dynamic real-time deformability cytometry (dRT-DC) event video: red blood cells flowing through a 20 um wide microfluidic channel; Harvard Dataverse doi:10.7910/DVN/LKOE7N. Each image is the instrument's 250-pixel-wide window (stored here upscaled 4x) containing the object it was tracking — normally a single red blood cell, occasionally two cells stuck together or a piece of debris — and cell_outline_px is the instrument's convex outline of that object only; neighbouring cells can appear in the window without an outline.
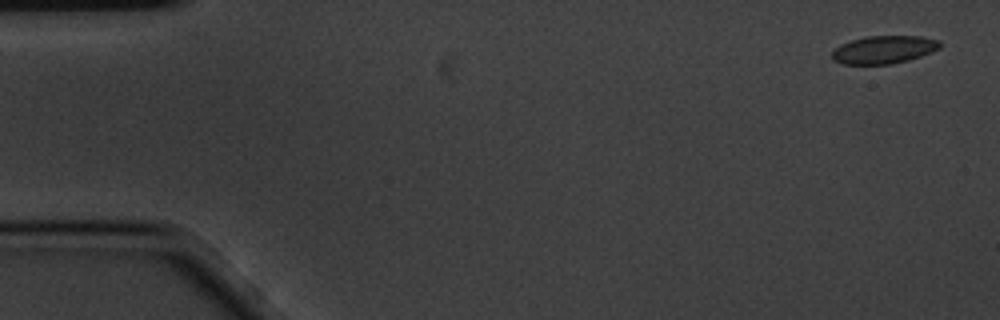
{"species": "common noctule bat (a hibernating species)", "species_latin": "Nyctalus noctula", "temperature_condition": "cold", "stored_images_in_passage": 5, "camera_frame_rate_fps": 3000, "um_per_image_px": 0.085, "animal": {"sex": "male", "body_mass_g": 20.1, "forearm_length_mm": 53.5}, "frame": {"image": 1, "passage_image": 1, "time_ms": 0.0, "image_size_px": [1000, 320], "cell_outline_px": [[940, 48], [920, 56], [908, 60], [892, 64], [844, 64], [832, 60], [832, 52], [840, 44], [852, 40], [868, 36], [920, 36], [940, 40]], "centroid_in_image_um": [75.12, 4.22], "position_along_channel_um": 9.9, "area_um2": 17.46}}
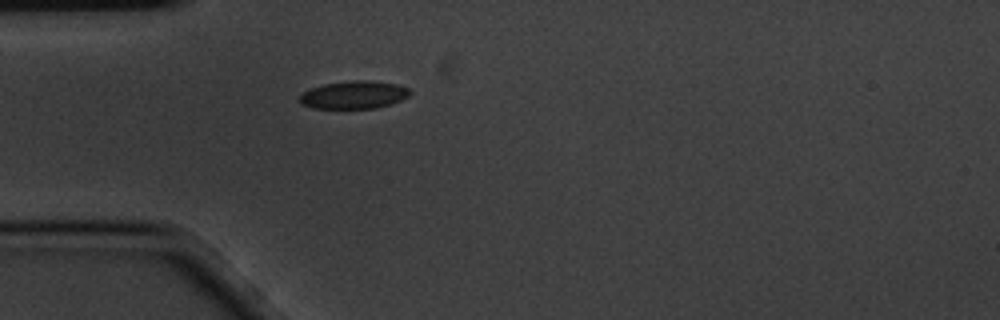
{"frame": {"image": 2, "passage_image": 5, "time_ms": 1.333, "image_size_px": [1000, 320], "cell_outline_px": [[412, 92], [408, 96], [392, 104], [376, 108], [312, 108], [300, 104], [300, 96], [304, 92], [312, 88], [324, 84], [352, 80], [372, 80], [396, 84], [408, 88]], "centroid_in_image_um": [30.1, 8.06], "position_along_channel_um": 54.9, "area_um2": 17.86}}